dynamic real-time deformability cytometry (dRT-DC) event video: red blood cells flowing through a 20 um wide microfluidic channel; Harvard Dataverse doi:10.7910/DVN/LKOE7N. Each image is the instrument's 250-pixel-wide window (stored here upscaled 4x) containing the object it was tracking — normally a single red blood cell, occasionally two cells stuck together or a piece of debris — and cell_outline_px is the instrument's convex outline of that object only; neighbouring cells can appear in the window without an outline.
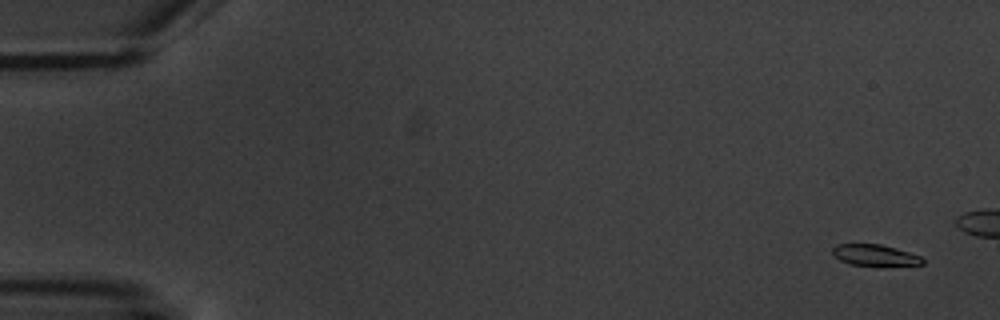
{"species": "common noctule bat (a hibernating species)", "species_latin": "Nyctalus noctula", "temperature_condition": "warm", "stored_images_in_passage": 5, "camera_frame_rate_fps": 3000, "um_per_image_px": 0.085, "animal": {"sex": "male", "body_mass_g": 20.1, "forearm_length_mm": 53.5}, "frame": {"image": 1, "passage_image": 1, "time_ms": 0.0, "image_size_px": [1000, 320], "cell_outline_px": [[924, 264], [848, 264], [840, 260], [832, 252], [832, 248], [836, 244], [880, 244], [896, 248], [920, 256], [924, 260]], "centroid_in_image_um": [74.32, 21.65], "position_along_channel_um": 10.7, "area_um2": 10.64}}